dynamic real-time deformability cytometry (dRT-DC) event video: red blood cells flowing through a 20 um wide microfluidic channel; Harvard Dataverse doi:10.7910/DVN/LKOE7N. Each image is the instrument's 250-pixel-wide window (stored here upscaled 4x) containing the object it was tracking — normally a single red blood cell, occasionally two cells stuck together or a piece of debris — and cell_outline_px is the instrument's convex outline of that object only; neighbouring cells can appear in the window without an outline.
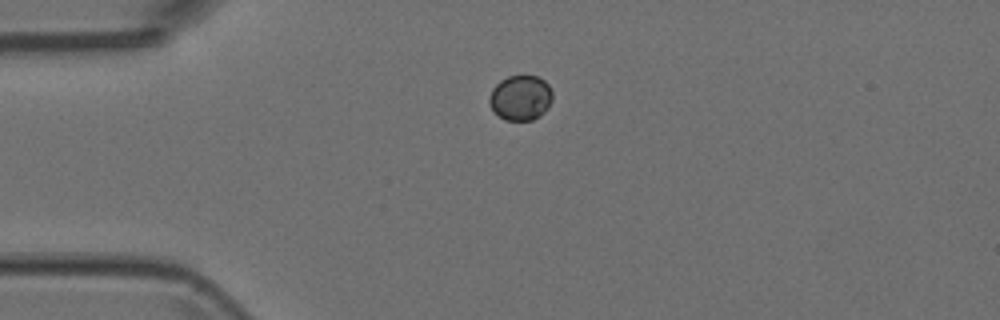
{"species": "Egyptian fruit bat (a non-hibernating species)", "species_latin": "Rousettus aegyptiacus", "temperature_condition": "room temperature", "stored_images_in_passage": 1, "camera_frame_rate_fps": 3000, "um_per_image_px": 0.085, "animal": {"sex": "female"}, "frame": {"image": 1, "passage_image": 1, "time_ms": 0.0, "image_size_px": [1000, 320], "cell_outline_px": [[552, 100], [548, 108], [540, 116], [532, 120], [504, 120], [488, 104], [488, 100], [492, 88], [500, 80], [508, 76], [540, 76], [548, 84], [552, 92]], "centroid_in_image_um": [44.25, 8.3], "position_along_channel_um": 40.7, "area_um2": 16.7}}